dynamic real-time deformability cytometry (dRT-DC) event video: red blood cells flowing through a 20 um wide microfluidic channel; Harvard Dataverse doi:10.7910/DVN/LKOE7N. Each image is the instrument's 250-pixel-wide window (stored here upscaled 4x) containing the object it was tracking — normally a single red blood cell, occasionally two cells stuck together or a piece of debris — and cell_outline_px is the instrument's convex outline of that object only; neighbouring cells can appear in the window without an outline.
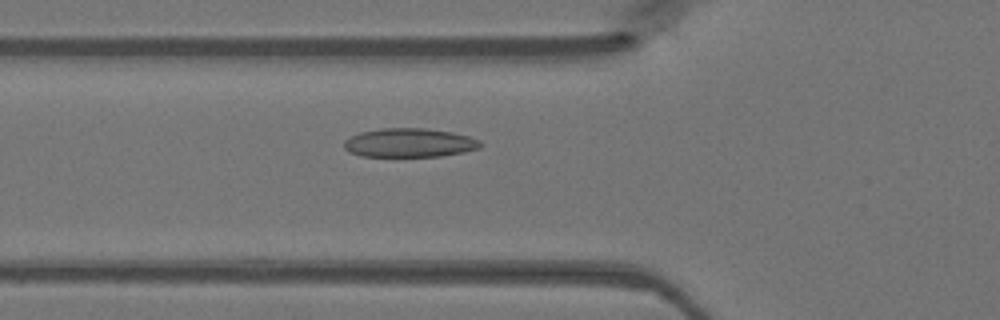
{"species": "Egyptian fruit bat (a non-hibernating species)", "species_latin": "Rousettus aegyptiacus", "temperature_condition": "warm", "stored_images_in_passage": 31, "camera_frame_rate_fps": 3000, "um_per_image_px": 0.085, "animal": {"sex": "female"}, "frame": {"image": 1, "passage_image": 9, "time_ms": 2.667, "image_size_px": [1000, 320], "cell_outline_px": [[484, 144], [480, 148], [464, 152], [440, 156], [360, 156], [348, 152], [344, 148], [344, 140], [360, 132], [380, 128], [424, 128], [452, 132], [468, 136], [480, 140]], "centroid_in_image_um": [34.81, 12.13], "position_along_channel_um": 91.0, "area_um2": 23.06}}
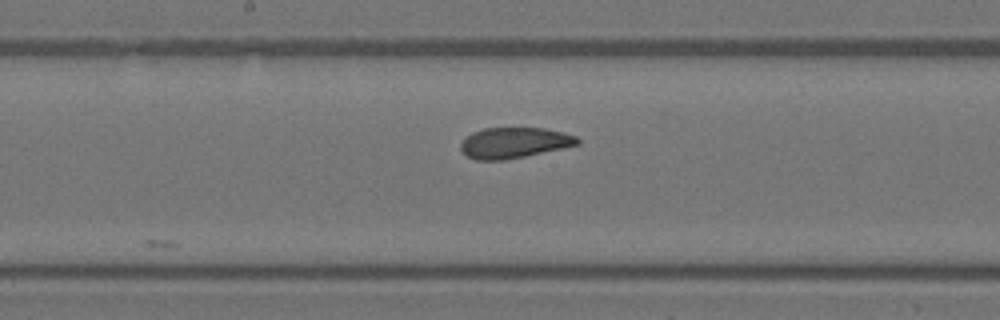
{"frame": {"image": 2, "passage_image": 17, "time_ms": 5.333, "image_size_px": [1000, 320], "cell_outline_px": [[580, 144], [564, 148], [504, 160], [476, 160], [468, 156], [460, 148], [460, 144], [472, 132], [484, 128], [544, 128], [564, 132], [576, 136], [580, 140]], "centroid_in_image_um": [43.74, 12.13], "position_along_channel_um": 204.5, "area_um2": 20.81}}
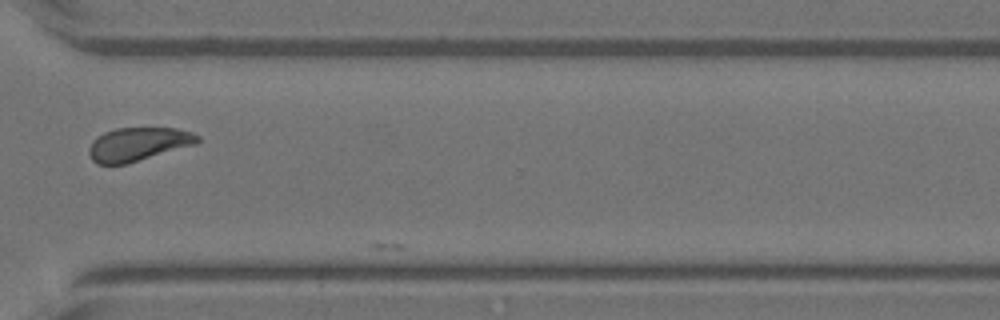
{"frame": {"image": 3, "passage_image": 28, "time_ms": 9.0, "image_size_px": [1000, 320], "cell_outline_px": [[200, 140], [196, 144], [124, 164], [96, 164], [92, 160], [88, 152], [88, 148], [92, 140], [96, 136], [104, 132], [116, 128], [176, 128], [192, 132], [200, 136]], "centroid_in_image_um": [11.71, 12.24], "position_along_channel_um": 358.9, "area_um2": 21.15}}